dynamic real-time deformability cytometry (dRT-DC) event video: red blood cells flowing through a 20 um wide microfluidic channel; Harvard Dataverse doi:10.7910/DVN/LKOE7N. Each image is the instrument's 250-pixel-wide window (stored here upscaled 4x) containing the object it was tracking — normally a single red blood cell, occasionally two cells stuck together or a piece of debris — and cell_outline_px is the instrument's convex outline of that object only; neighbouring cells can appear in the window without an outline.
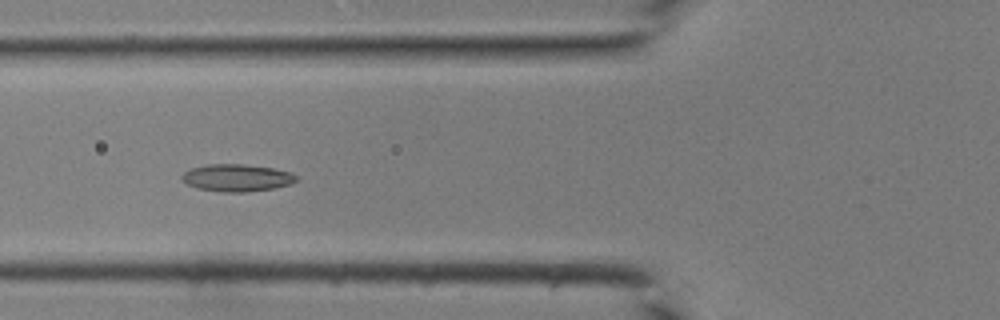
{"species": "common noctule bat (a hibernating species)", "species_latin": "Nyctalus noctula", "temperature_condition": "room temperature", "stored_images_in_passage": 39, "camera_frame_rate_fps": 3000, "um_per_image_px": 0.085, "animal": {"sex": "male", "body_mass_g": 19.0, "forearm_length_mm": 50.8}, "frame": {"image": 1, "passage_image": 11, "time_ms": 3.333, "image_size_px": [1000, 320], "cell_outline_px": [[300, 180], [292, 184], [276, 188], [248, 192], [220, 192], [196, 188], [180, 180], [180, 176], [188, 168], [204, 164], [244, 164], [272, 168], [292, 172]], "centroid_in_image_um": [20.12, 15.11], "position_along_channel_um": 105.7, "area_um2": 18.67}}
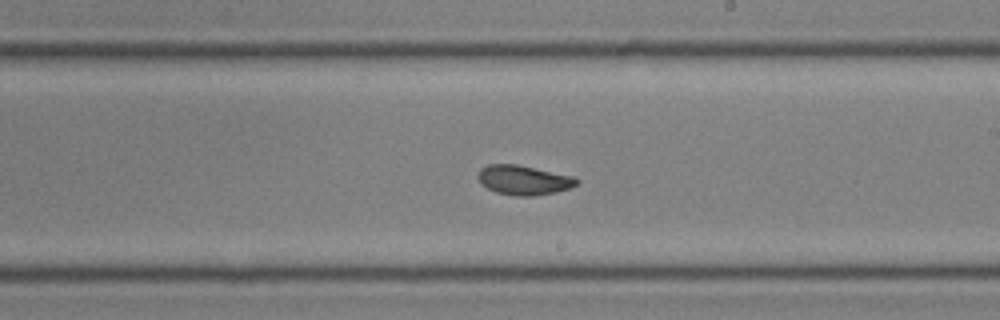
{"frame": {"image": 2, "passage_image": 20, "time_ms": 6.333, "image_size_px": [1000, 320], "cell_outline_px": [[580, 180], [576, 184], [568, 188], [556, 192], [532, 196], [516, 196], [496, 192], [488, 188], [476, 176], [480, 168], [488, 164], [516, 164], [572, 176]], "centroid_in_image_um": [44.49, 15.3], "position_along_channel_um": 244.5, "area_um2": 16.76}}
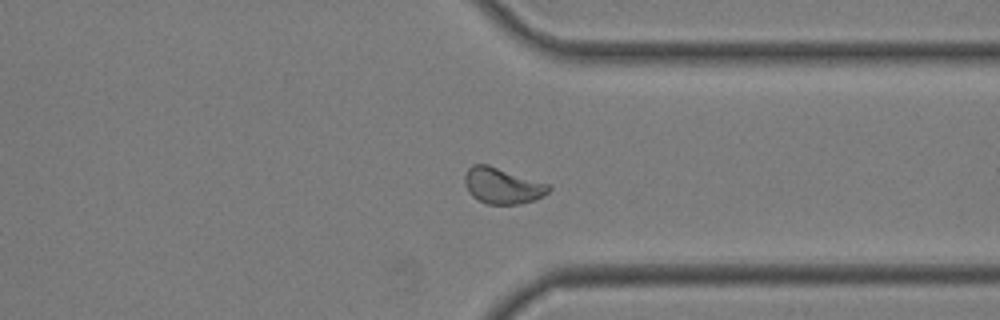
{"frame": {"image": 3, "passage_image": 28, "time_ms": 9.0, "image_size_px": [1000, 320], "cell_outline_px": [[552, 188], [544, 196], [536, 200], [520, 204], [488, 204], [476, 200], [468, 192], [464, 184], [464, 176], [468, 168], [472, 164], [488, 164], [552, 184]], "centroid_in_image_um": [42.73, 15.78], "position_along_channel_um": 368.7, "area_um2": 18.15}}